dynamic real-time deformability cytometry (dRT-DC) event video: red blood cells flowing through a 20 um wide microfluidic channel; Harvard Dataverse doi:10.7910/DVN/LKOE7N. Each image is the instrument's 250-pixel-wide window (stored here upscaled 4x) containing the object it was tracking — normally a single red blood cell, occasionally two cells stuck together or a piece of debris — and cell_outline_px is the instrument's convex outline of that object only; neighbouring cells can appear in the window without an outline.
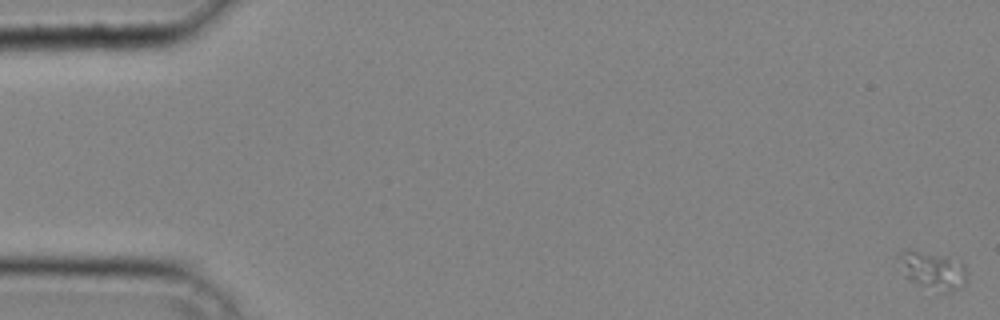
{"species": "common noctule bat (a hibernating species)", "species_latin": "Nyctalus noctula", "temperature_condition": "cold", "stored_images_in_passage": 42, "camera_frame_rate_fps": 3000, "um_per_image_px": 0.085, "animal": {"sex": "male", "body_mass_g": 20.4}, "frame": {"image": 1, "passage_image": 1, "time_ms": 0.0, "image_size_px": [1000, 320], "cell_outline_px": [[968, 272], [964, 284], [960, 288], [948, 292], [940, 292], [908, 280], [896, 256], [900, 252], [908, 248], [948, 256], [960, 260], [964, 264]], "centroid_in_image_um": [79.3, 22.95], "position_along_channel_um": 5.7, "area_um2": 15.37}}
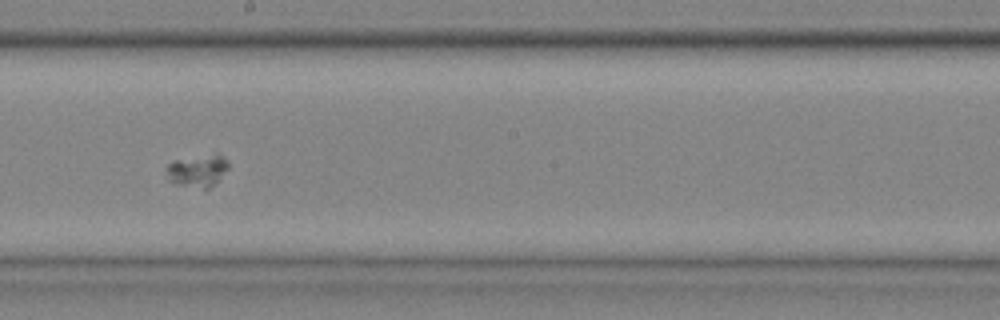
{"frame": {"image": 2, "passage_image": 25, "time_ms": 8.0, "image_size_px": [1000, 320], "cell_outline_px": [[228, 168], [208, 188], [204, 188], [176, 184], [168, 180], [168, 164], [172, 160], [216, 152], [220, 152], [228, 160]], "centroid_in_image_um": [16.81, 14.44], "position_along_channel_um": 231.4, "area_um2": 11.62}}
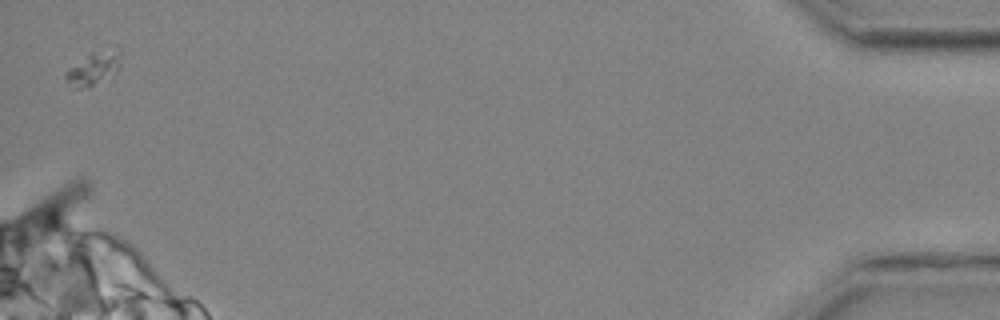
{"frame": {"image": 3, "passage_image": 42, "time_ms": 13.667, "image_size_px": [1000, 320], "cell_outline_px": [[120, 68], [112, 76], [92, 84], [80, 88], [68, 80], [64, 76], [68, 68], [92, 52], [116, 44], [120, 48]], "centroid_in_image_um": [8.08, 5.69], "position_along_channel_um": 427.1, "area_um2": 10.58}}